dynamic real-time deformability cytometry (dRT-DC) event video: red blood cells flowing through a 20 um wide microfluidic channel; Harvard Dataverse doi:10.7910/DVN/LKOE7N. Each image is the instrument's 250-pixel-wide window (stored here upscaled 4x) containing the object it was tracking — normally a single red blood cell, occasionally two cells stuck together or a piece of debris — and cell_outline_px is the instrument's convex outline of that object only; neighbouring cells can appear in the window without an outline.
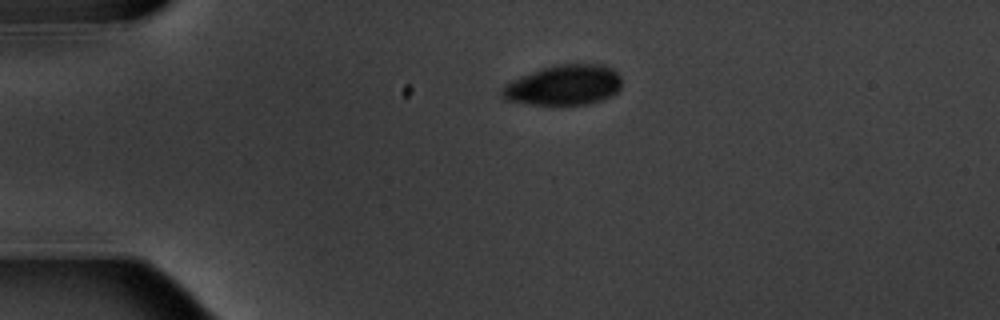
{"species": "common noctule bat (a hibernating species)", "species_latin": "Nyctalus noctula", "temperature_condition": "warm", "stored_images_in_passage": 6, "camera_frame_rate_fps": 3000, "um_per_image_px": 0.085, "animal": {"sex": "male", "body_mass_g": 20.1, "forearm_length_mm": 53.5}, "frame": {"image": 1, "passage_image": 1, "time_ms": 0.0, "image_size_px": [1000, 320], "cell_outline_px": [[620, 88], [612, 96], [600, 100], [584, 104], [532, 104], [504, 100], [500, 96], [500, 88], [504, 84], [520, 76], [556, 64], [604, 64], [612, 68], [620, 76]], "centroid_in_image_um": [47.89, 7.23], "position_along_channel_um": 37.1, "area_um2": 28.03}}
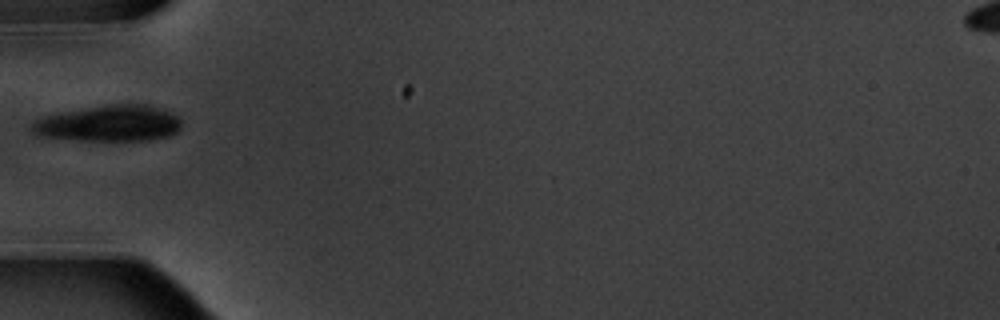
{"frame": {"image": 2, "passage_image": 3, "time_ms": 2.333, "image_size_px": [1000, 320], "cell_outline_px": [[180, 128], [176, 132], [168, 136], [148, 140], [76, 140], [36, 136], [28, 128], [40, 116], [56, 112], [108, 104], [148, 104], [164, 108], [176, 116], [180, 120]], "centroid_in_image_um": [9.2, 10.48], "position_along_channel_um": 75.8, "area_um2": 32.02}}